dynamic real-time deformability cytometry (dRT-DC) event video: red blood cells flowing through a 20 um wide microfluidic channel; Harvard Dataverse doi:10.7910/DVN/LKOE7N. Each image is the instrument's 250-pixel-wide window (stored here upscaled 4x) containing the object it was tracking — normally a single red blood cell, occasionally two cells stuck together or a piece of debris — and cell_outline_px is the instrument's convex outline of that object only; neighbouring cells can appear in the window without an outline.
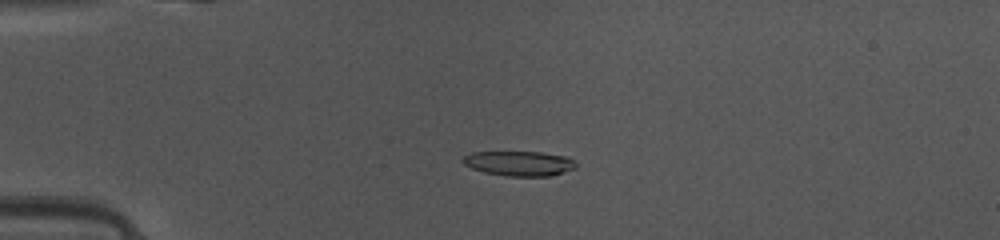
{"species": "common noctule bat (a hibernating species)", "species_latin": "Nyctalus noctula", "temperature_condition": "warm", "stored_images_in_passage": 48, "camera_frame_rate_fps": 3000, "um_per_image_px": 0.085, "animal": {"sex": "female", "body_mass_g": 10.0, "forearm_length_mm": 53.1}, "frame": {"image": 1, "passage_image": 12, "time_ms": 3.667, "image_size_px": [1000, 240], "cell_outline_px": [[576, 168], [552, 176], [504, 176], [484, 172], [472, 168], [464, 164], [460, 160], [464, 156], [472, 152], [540, 152], [568, 156], [576, 164]], "centroid_in_image_um": [44.13, 13.89], "position_along_channel_um": 40.9, "area_um2": 16.47}}
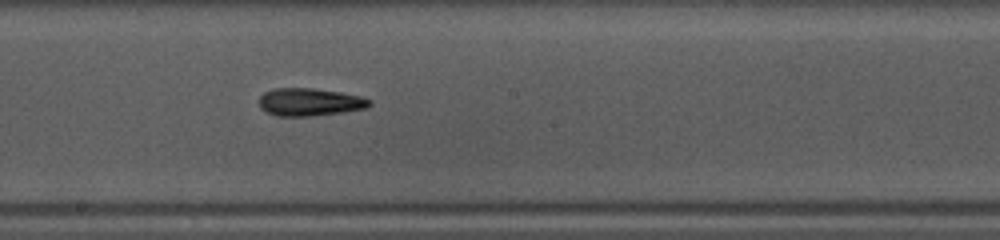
{"frame": {"image": 2, "passage_image": 27, "time_ms": 8.667, "image_size_px": [1000, 240], "cell_outline_px": [[372, 104], [368, 108], [344, 112], [312, 116], [276, 116], [264, 112], [260, 108], [260, 96], [264, 92], [276, 88], [312, 88], [340, 92], [360, 96], [372, 100]], "centroid_in_image_um": [26.34, 8.68], "position_along_channel_um": 221.9, "area_um2": 18.03}}
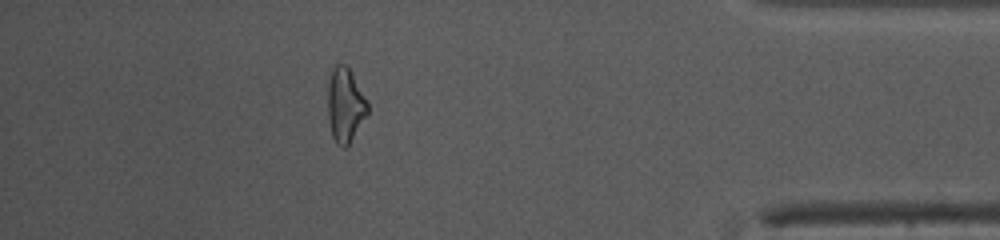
{"frame": {"image": 3, "passage_image": 43, "time_ms": 14.0, "image_size_px": [1000, 240], "cell_outline_px": [[368, 112], [348, 144], [344, 148], [340, 148], [336, 144], [332, 136], [328, 120], [328, 84], [332, 68], [336, 64], [344, 64], [348, 68], [368, 104]], "centroid_in_image_um": [29.3, 8.96], "position_along_channel_um": 405.9, "area_um2": 16.82}, "authors_computed_cell_mechanics": {"area_um2": 17.2244, "velocity_mm_per_s": 4.1615, "shape_relaxation_time_tau1_ms": 3.742, "shape_relaxation_time_tau2_ms": 4.1791, "deformation_change_tau1": 0.1732, "deformation_change_tau2": 0.157}}